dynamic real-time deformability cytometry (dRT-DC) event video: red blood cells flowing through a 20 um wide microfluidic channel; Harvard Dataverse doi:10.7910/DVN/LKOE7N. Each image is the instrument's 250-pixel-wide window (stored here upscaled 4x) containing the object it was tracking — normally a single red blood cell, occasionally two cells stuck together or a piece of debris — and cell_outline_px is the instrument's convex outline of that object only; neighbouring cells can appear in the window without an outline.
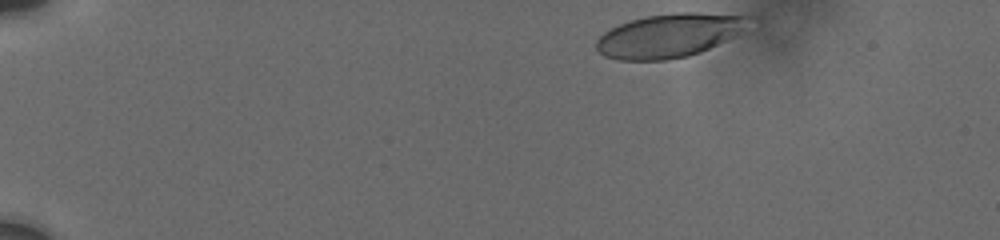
{"species": "human", "species_latin": "Homo sapiens", "temperature_condition": "cold", "stored_images_in_passage": 5, "camera_frame_rate_fps": 3000, "um_per_image_px": 0.085, "donor": {"sex": "male"}, "frame": {"image": 1, "passage_image": 1, "time_ms": 0.0, "image_size_px": [1000, 240], "cell_outline_px": [[748, 16], [736, 32], [732, 36], [700, 52], [688, 56], [664, 60], [620, 60], [604, 56], [596, 48], [596, 40], [604, 32], [620, 24], [644, 16], [676, 12], [696, 12]], "centroid_in_image_um": [56.73, 3.03], "position_along_channel_um": 28.3, "area_um2": 37.74}}
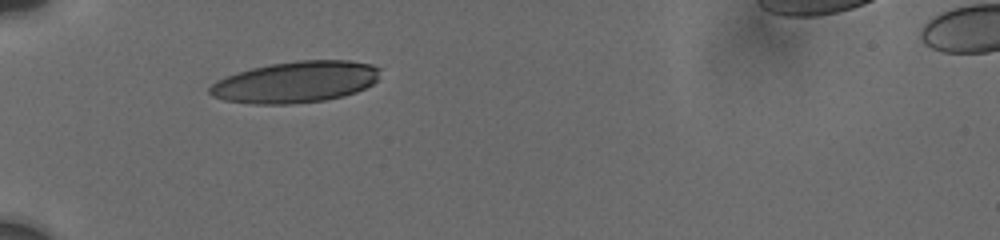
{"frame": {"image": 2, "passage_image": 4, "time_ms": 3.333, "image_size_px": [1000, 240], "cell_outline_px": [[380, 68], [376, 80], [372, 84], [356, 92], [344, 96], [324, 100], [292, 104], [252, 104], [224, 100], [212, 96], [208, 92], [208, 88], [216, 80], [236, 72], [252, 68], [272, 64], [300, 60], [348, 60], [372, 64]], "centroid_in_image_um": [25.1, 6.97], "position_along_channel_um": 59.9, "area_um2": 41.1}}